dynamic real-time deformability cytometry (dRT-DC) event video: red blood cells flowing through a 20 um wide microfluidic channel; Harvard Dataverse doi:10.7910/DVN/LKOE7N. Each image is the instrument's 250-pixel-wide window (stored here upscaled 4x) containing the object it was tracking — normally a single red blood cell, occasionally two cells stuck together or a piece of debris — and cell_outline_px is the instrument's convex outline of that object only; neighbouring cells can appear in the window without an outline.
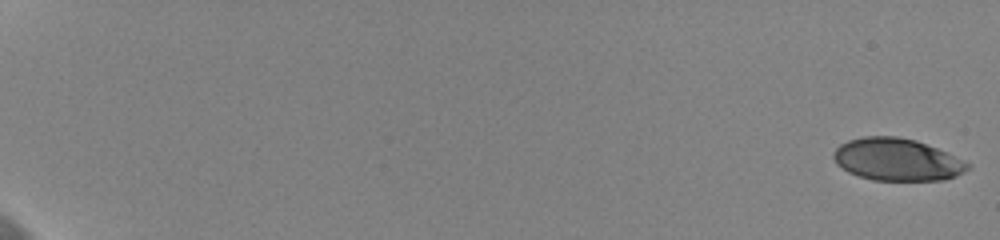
{"species": "human", "species_latin": "Homo sapiens", "temperature_condition": "cold", "stored_images_in_passage": 59, "camera_frame_rate_fps": 3000, "um_per_image_px": 0.085, "donor": {"sex": "female"}, "frame": {"image": 1, "passage_image": 1, "time_ms": 0.0, "image_size_px": [1000, 240], "cell_outline_px": [[972, 164], [964, 172], [956, 176], [944, 180], [872, 180], [848, 172], [836, 164], [832, 156], [836, 148], [840, 144], [848, 140], [864, 136], [896, 136], [916, 140], [936, 148]], "centroid_in_image_um": [76.22, 13.56], "position_along_channel_um": 8.8, "area_um2": 33.0}}
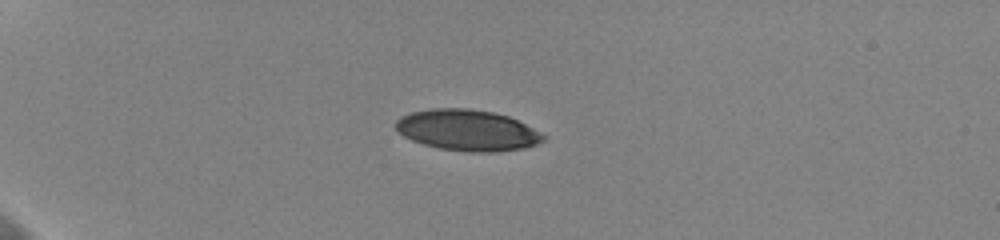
{"frame": {"image": 2, "passage_image": 18, "time_ms": 5.667, "image_size_px": [1000, 240], "cell_outline_px": [[548, 136], [544, 140], [536, 144], [524, 148], [496, 152], [468, 152], [440, 148], [424, 144], [412, 140], [404, 136], [396, 128], [396, 120], [400, 116], [412, 112], [436, 108], [468, 108], [492, 112], [508, 116]], "centroid_in_image_um": [39.74, 11.07], "position_along_channel_um": 45.3, "area_um2": 35.08}}
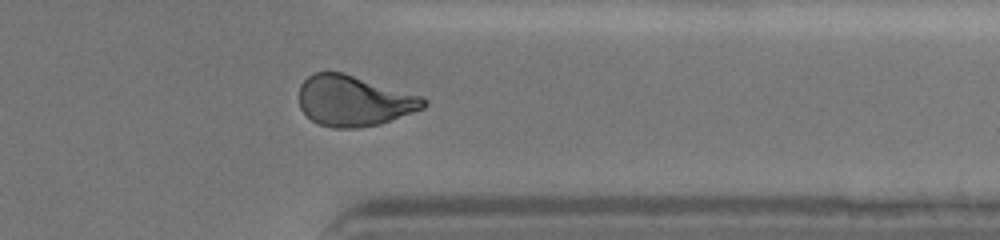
{"frame": {"image": 3, "passage_image": 50, "time_ms": 16.333, "image_size_px": [1000, 240], "cell_outline_px": [[428, 104], [424, 108], [380, 124], [360, 128], [332, 128], [320, 124], [312, 120], [300, 108], [300, 84], [312, 72], [344, 72], [420, 96], [428, 100]], "centroid_in_image_um": [30.08, 8.57], "position_along_channel_um": 381.3, "area_um2": 36.7}, "authors_computed_cell_mechanics": {"area_um2": 36.125, "velocity_mm_per_s": 3.6366, "shape_relaxation_time_tau1_ms": 9.0184, "shape_relaxation_time_tau2_ms": 1.8656, "deformation_change_tau1": 0.2208, "deformation_change_tau2": 0.0844}}